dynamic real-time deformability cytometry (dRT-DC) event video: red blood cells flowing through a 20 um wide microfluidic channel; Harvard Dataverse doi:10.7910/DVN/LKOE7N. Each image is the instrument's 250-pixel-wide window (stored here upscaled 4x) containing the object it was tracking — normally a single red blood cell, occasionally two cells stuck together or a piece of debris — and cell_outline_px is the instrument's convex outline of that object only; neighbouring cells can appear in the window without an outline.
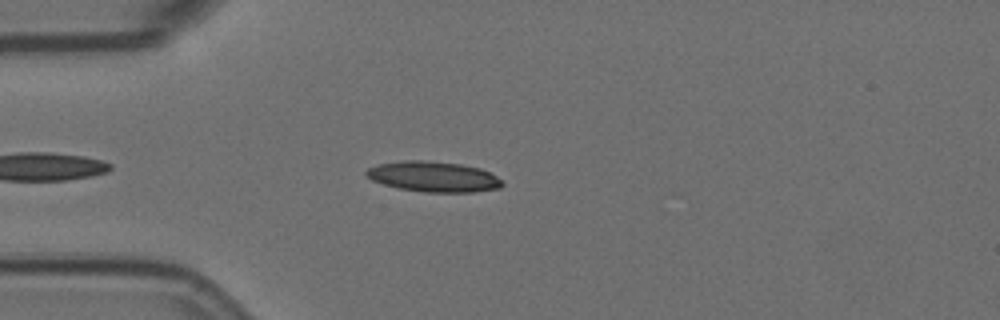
{"species": "Egyptian fruit bat (a non-hibernating species)", "species_latin": "Rousettus aegyptiacus", "temperature_condition": "room temperature", "stored_images_in_passage": 5, "camera_frame_rate_fps": 3000, "um_per_image_px": 0.085, "animal": {"sex": "female"}, "frame": {"image": 1, "passage_image": 4, "time_ms": 1.0, "image_size_px": [1000, 320], "cell_outline_px": [[504, 184], [500, 188], [472, 192], [424, 192], [400, 188], [384, 184], [372, 180], [364, 176], [364, 172], [368, 168], [380, 164], [404, 160], [424, 160], [460, 164], [480, 168], [496, 176]], "centroid_in_image_um": [36.82, 15.01], "position_along_channel_um": 48.2, "area_um2": 23.99}}